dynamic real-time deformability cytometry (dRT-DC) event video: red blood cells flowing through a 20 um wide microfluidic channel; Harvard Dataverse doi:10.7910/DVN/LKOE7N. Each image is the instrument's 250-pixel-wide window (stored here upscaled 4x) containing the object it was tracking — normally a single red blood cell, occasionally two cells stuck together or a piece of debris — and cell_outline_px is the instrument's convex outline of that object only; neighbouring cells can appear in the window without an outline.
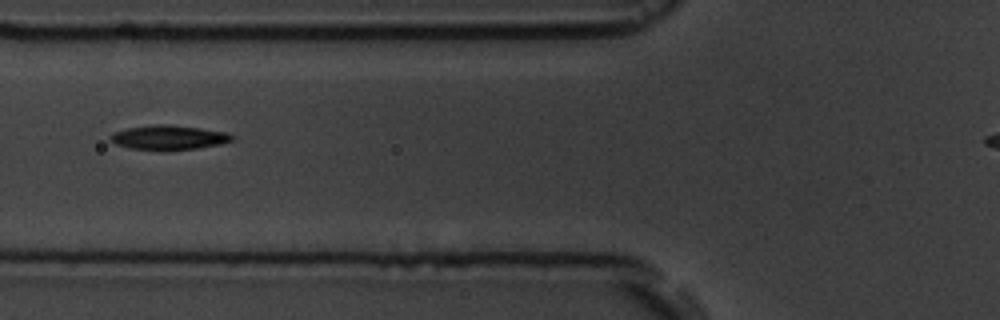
{"species": "common noctule bat (a hibernating species)", "species_latin": "Nyctalus noctula", "temperature_condition": "room temperature", "stored_images_in_passage": 16, "camera_frame_rate_fps": 3000, "um_per_image_px": 0.085, "animal": {"sex": "male", "body_mass_g": 19.5, "forearm_length_mm": 54.6}, "frame": {"image": 1, "passage_image": 7, "time_ms": 6.667, "image_size_px": [1000, 320], "cell_outline_px": [[236, 136], [232, 140], [220, 144], [196, 148], [132, 148], [116, 144], [108, 140], [108, 136], [116, 132], [128, 128], [156, 124], [168, 124], [200, 128], [228, 132]], "centroid_in_image_um": [14.38, 11.65], "position_along_channel_um": 111.4, "area_um2": 16.7}}
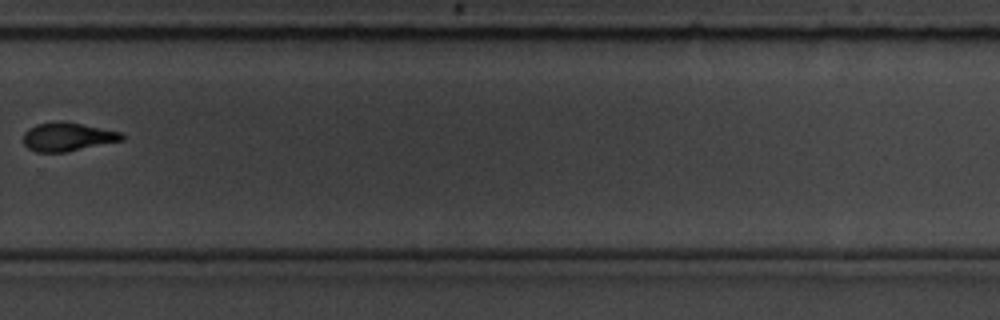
{"frame": {"image": 2, "passage_image": 12, "time_ms": 12.333, "image_size_px": [1000, 320], "cell_outline_px": [[124, 140], [68, 152], [36, 152], [28, 148], [24, 144], [24, 132], [28, 128], [36, 124], [60, 120], [120, 132], [124, 136]], "centroid_in_image_um": [5.72, 11.64], "position_along_channel_um": 324.1, "area_um2": 16.42}, "authors_computed_cell_mechanics": {"area_um2": 17.7446, "velocity_mm_per_s": 3.7495, "shape_relaxation_time_tau1_ms": null, "shape_relaxation_time_tau2_ms": 2.659, "deformation_change_tau1": null, "deformation_change_tau2": 0.0886}}